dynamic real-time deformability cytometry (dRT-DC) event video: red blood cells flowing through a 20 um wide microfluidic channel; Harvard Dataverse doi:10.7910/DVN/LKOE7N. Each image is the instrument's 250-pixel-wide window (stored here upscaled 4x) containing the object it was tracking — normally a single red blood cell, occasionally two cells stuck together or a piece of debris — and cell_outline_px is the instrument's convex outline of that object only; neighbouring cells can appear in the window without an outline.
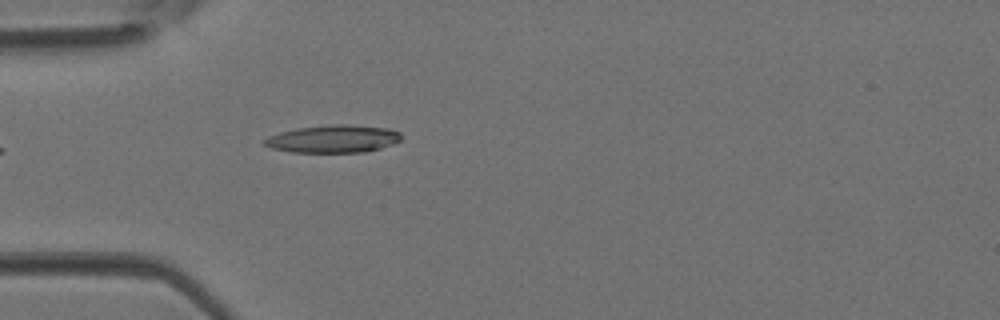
{"species": "Egyptian fruit bat (a non-hibernating species)", "species_latin": "Rousettus aegyptiacus", "temperature_condition": "room temperature", "stored_images_in_passage": 3, "camera_frame_rate_fps": 3000, "um_per_image_px": 0.085, "animal": {"sex": "female"}, "frame": {"image": 1, "passage_image": 3, "time_ms": 0.667, "image_size_px": [1000, 320], "cell_outline_px": [[400, 140], [392, 144], [380, 148], [364, 152], [292, 152], [272, 148], [264, 144], [264, 140], [268, 136], [280, 132], [296, 128], [332, 124], [344, 124], [388, 128], [400, 132]], "centroid_in_image_um": [28.31, 11.8], "position_along_channel_um": 56.7, "area_um2": 21.91}}